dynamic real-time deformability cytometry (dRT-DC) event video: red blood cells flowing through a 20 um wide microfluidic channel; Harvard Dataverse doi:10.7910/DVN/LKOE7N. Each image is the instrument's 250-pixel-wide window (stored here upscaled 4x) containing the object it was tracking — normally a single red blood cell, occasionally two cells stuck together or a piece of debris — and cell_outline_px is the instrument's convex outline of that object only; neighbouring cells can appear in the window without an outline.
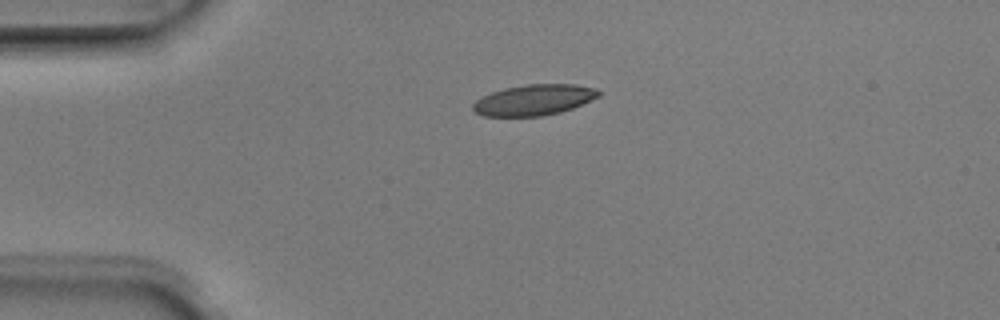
{"species": "Egyptian fruit bat (a non-hibernating species)", "species_latin": "Rousettus aegyptiacus", "temperature_condition": "room temperature", "stored_images_in_passage": 2, "camera_frame_rate_fps": 3000, "um_per_image_px": 0.085, "animal": {"sex": "male"}, "frame": {"image": 1, "passage_image": 1, "time_ms": 0.0, "image_size_px": [1000, 320], "cell_outline_px": [[600, 96], [572, 108], [560, 112], [540, 116], [484, 116], [476, 112], [472, 108], [472, 104], [476, 100], [492, 92], [504, 88], [528, 84], [576, 84], [596, 88], [600, 92]], "centroid_in_image_um": [45.4, 8.49], "position_along_channel_um": 39.6, "area_um2": 22.43}}